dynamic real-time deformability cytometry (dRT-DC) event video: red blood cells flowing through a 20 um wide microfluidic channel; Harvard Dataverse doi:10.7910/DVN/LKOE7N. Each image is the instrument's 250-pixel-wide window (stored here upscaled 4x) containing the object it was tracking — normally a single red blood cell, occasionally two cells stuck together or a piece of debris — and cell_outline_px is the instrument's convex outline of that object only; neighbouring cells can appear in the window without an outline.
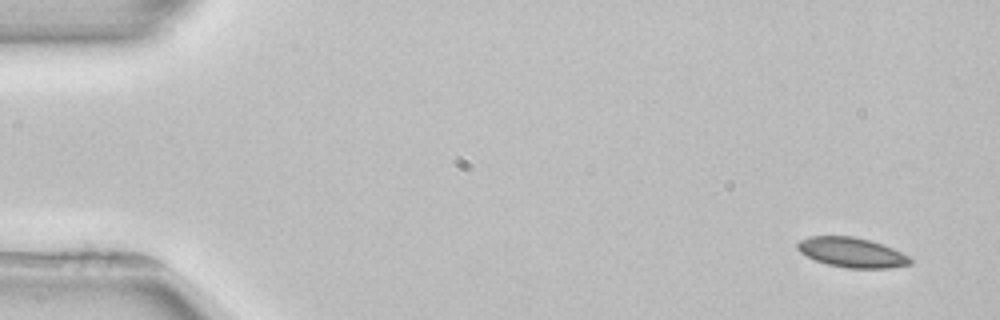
{"species": "common noctule bat (a hibernating species)", "species_latin": "Nyctalus noctula", "temperature_condition": "room temperature", "stored_images_in_passage": 4, "camera_frame_rate_fps": 3000, "um_per_image_px": 0.085, "animal": {"sex": "female", "body_mass_g": 22.7, "forearm_length_mm": 54.2}, "frame": {"image": 1, "passage_image": 1, "time_ms": 0.0, "image_size_px": [1000, 320], "cell_outline_px": [[912, 264], [888, 268], [848, 268], [828, 264], [816, 260], [800, 252], [796, 248], [796, 244], [800, 240], [808, 236], [852, 236], [868, 240], [892, 248], [912, 256]], "centroid_in_image_um": [72.42, 21.46], "position_along_channel_um": 12.6, "area_um2": 19.54}}
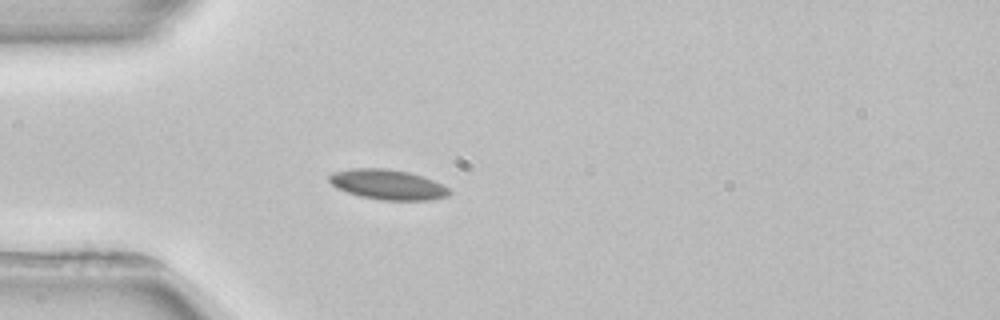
{"frame": {"image": 2, "passage_image": 4, "time_ms": 4.0, "image_size_px": [1000, 320], "cell_outline_px": [[452, 192], [448, 196], [428, 200], [380, 200], [360, 196], [336, 188], [328, 180], [328, 176], [332, 172], [352, 168], [384, 168], [408, 172], [432, 180], [448, 188]], "centroid_in_image_um": [32.91, 15.69], "position_along_channel_um": 52.1, "area_um2": 20.92}}